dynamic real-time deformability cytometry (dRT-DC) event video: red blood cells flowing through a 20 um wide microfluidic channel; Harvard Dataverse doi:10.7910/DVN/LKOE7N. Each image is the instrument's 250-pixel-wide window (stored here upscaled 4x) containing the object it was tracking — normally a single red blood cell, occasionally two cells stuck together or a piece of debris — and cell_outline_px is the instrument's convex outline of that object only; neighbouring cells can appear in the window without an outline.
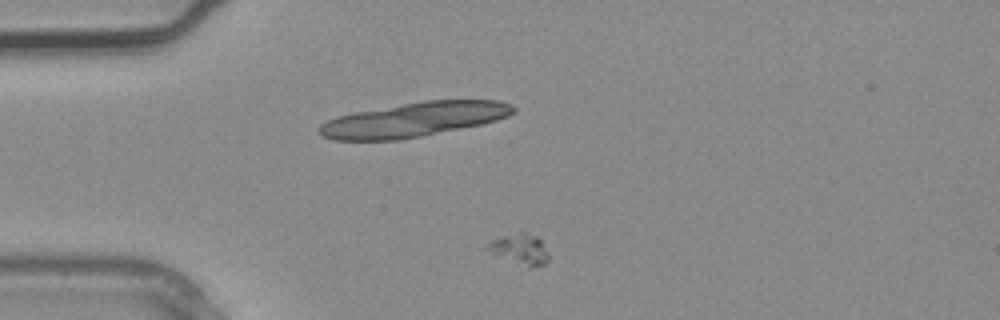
{"species": "common noctule bat (a hibernating species)", "species_latin": "Nyctalus noctula", "temperature_condition": "warm", "stored_images_in_passage": 3, "segment_of_instrument_passage": [2, 2], "camera_frame_rate_fps": 3000, "um_per_image_px": 0.085, "animal": {"sex": "male", "body_mass_g": 20.4}, "frame": {"image": 1, "passage_image": 3, "time_ms": 0.667, "image_size_px": [1000, 320], "cell_outline_px": [[548, 260], [544, 264], [528, 268], [492, 252], [484, 248], [484, 244], [492, 240], [520, 232], [524, 232], [536, 236], [540, 240], [548, 252]], "centroid_in_image_um": [44.2, 21.18], "position_along_channel_um": 40.8, "area_um2": 10.58}}